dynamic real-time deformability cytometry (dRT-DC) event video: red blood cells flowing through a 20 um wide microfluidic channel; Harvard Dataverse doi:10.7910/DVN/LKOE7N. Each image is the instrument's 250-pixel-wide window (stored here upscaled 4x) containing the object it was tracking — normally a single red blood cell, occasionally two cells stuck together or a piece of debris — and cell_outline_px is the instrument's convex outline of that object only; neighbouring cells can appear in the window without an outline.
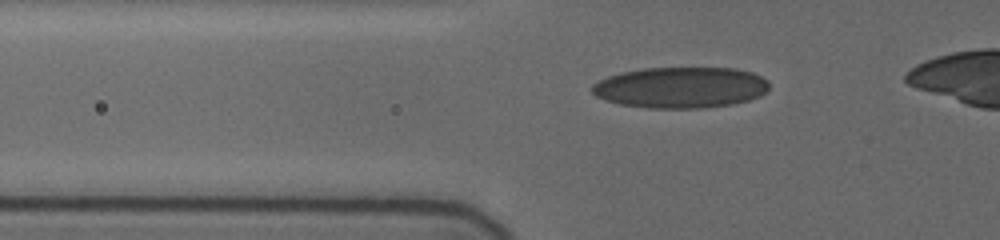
{"species": "human", "species_latin": "Homo sapiens", "temperature_condition": "cold", "stored_images_in_passage": 49, "camera_frame_rate_fps": 3000, "um_per_image_px": 0.085, "donor": {"sex": "female"}, "frame": {"image": 1, "passage_image": 6, "time_ms": 1.333, "image_size_px": [1000, 240], "cell_outline_px": [[768, 88], [760, 96], [748, 100], [732, 104], [704, 108], [648, 108], [620, 104], [604, 100], [596, 96], [592, 92], [592, 84], [608, 76], [620, 72], [644, 68], [736, 68], [752, 72], [768, 80]], "centroid_in_image_um": [57.84, 7.43], "position_along_channel_um": 68.0, "area_um2": 42.48}}
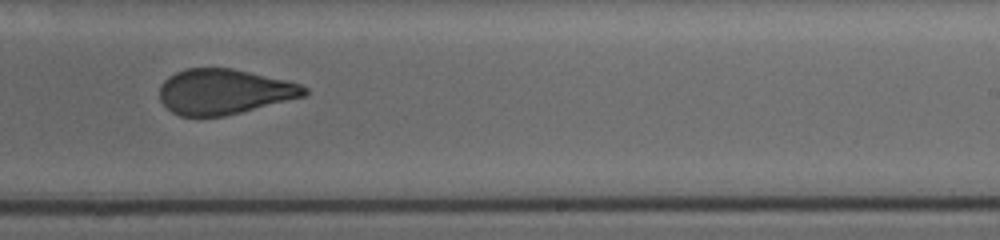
{"frame": {"image": 2, "passage_image": 28, "time_ms": 7.0, "image_size_px": [1000, 240], "cell_outline_px": [[308, 92], [304, 96], [224, 116], [180, 116], [172, 112], [160, 100], [160, 84], [168, 76], [176, 72], [188, 68], [232, 68], [284, 80], [300, 84], [308, 88]], "centroid_in_image_um": [19.01, 7.79], "position_along_channel_um": 270.0, "area_um2": 37.8}}
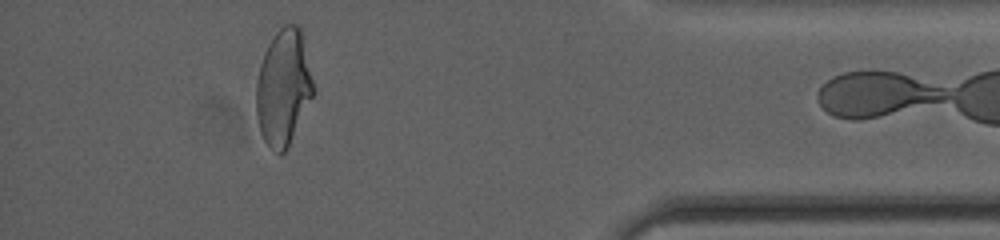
{"frame": {"image": 3, "passage_image": 47, "time_ms": 11.667, "image_size_px": [1000, 240], "cell_outline_px": [[316, 92], [284, 152], [280, 156], [264, 140], [260, 132], [256, 116], [256, 80], [260, 64], [264, 52], [268, 44], [276, 32], [284, 24], [296, 24], [300, 28], [316, 88]], "centroid_in_image_um": [24.1, 7.42], "position_along_channel_um": 411.1, "area_um2": 38.78}}